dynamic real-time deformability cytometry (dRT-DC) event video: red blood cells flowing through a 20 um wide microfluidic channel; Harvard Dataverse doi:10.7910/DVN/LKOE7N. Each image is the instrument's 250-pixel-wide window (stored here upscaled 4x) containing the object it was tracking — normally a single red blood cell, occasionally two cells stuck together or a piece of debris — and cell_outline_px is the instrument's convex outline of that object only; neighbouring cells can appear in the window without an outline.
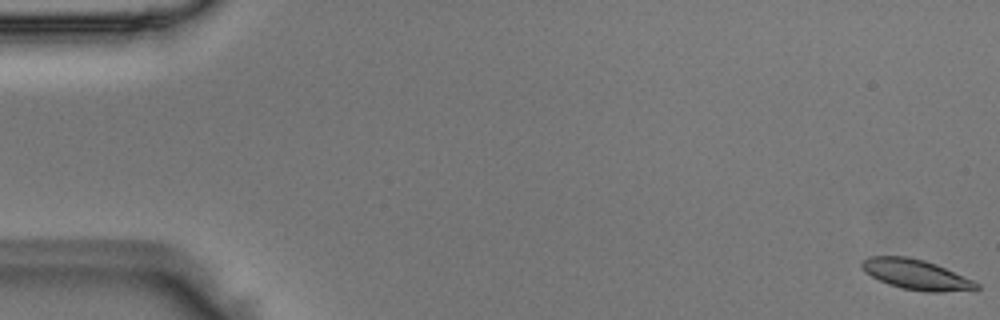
{"species": "Egyptian fruit bat (a non-hibernating species)", "species_latin": "Rousettus aegyptiacus", "temperature_condition": "room temperature", "stored_images_in_passage": 53, "camera_frame_rate_fps": 3000, "um_per_image_px": 0.085, "animal": {"sex": "male"}, "frame": {"image": 1, "passage_image": 1, "time_ms": 0.0, "image_size_px": [1000, 320], "cell_outline_px": [[980, 288], [976, 292], [924, 292], [900, 288], [888, 284], [864, 272], [860, 264], [868, 256], [908, 256], [924, 260], [936, 264], [972, 280], [980, 284]], "centroid_in_image_um": [77.93, 23.36], "position_along_channel_um": 7.1, "area_um2": 20.52}}
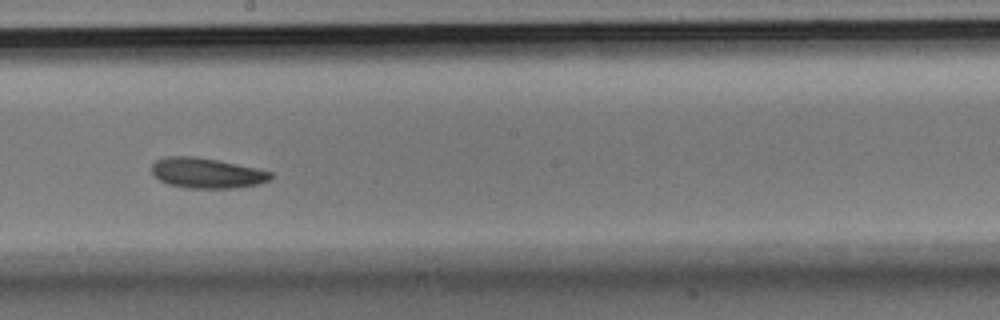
{"frame": {"image": 2, "passage_image": 30, "time_ms": 9.667, "image_size_px": [1000, 320], "cell_outline_px": [[272, 176], [268, 180], [260, 184], [236, 188], [184, 188], [168, 184], [160, 180], [152, 172], [152, 164], [156, 160], [164, 156], [196, 156], [256, 168], [272, 172]], "centroid_in_image_um": [17.55, 14.71], "position_along_channel_um": 230.6, "area_um2": 20.98}}
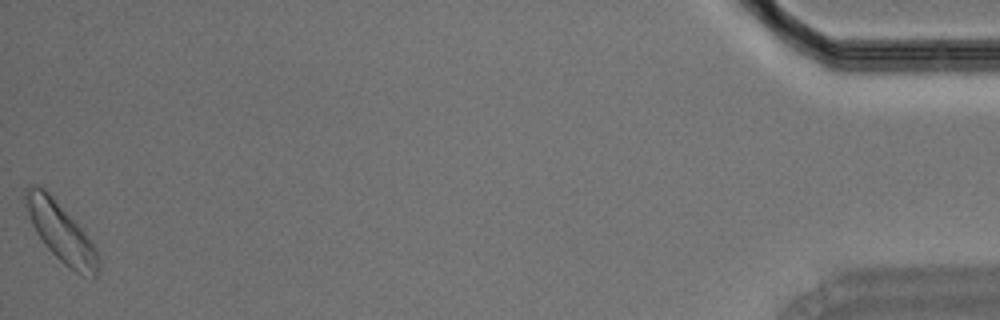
{"frame": {"image": 3, "passage_image": 53, "time_ms": 17.333, "image_size_px": [1000, 320], "cell_outline_px": [[100, 268], [96, 280], [84, 276], [76, 272], [64, 264], [44, 244], [36, 232], [32, 224], [28, 212], [24, 196], [24, 188], [32, 184], [36, 184], [44, 188], [84, 228], [96, 248], [100, 256]], "centroid_in_image_um": [5.25, 19.76], "position_along_channel_um": 430.0, "area_um2": 25.49}}